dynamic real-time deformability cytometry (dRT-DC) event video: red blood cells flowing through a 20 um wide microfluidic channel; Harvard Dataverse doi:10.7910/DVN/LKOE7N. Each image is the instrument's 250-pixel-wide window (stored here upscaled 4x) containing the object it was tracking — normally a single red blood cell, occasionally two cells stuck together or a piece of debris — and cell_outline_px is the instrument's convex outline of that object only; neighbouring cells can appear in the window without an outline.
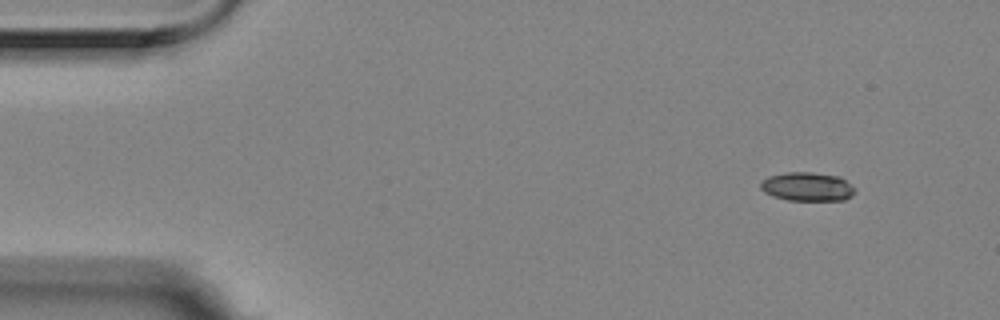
{"species": "Egyptian fruit bat (a non-hibernating species)", "species_latin": "Rousettus aegyptiacus", "temperature_condition": "room temperature", "stored_images_in_passage": 5, "camera_frame_rate_fps": 3000, "um_per_image_px": 0.085, "animal": {"sex": "female"}, "frame": {"image": 1, "passage_image": 1, "time_ms": 0.0, "image_size_px": [1000, 320], "cell_outline_px": [[856, 192], [852, 196], [844, 200], [788, 200], [772, 196], [764, 192], [760, 188], [760, 180], [768, 176], [788, 172], [812, 172], [840, 176], [856, 188]], "centroid_in_image_um": [68.62, 15.86], "position_along_channel_um": 16.4, "area_um2": 16.07}}
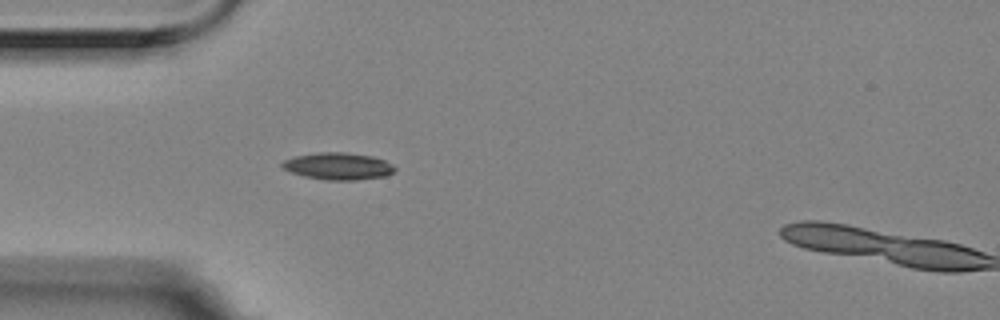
{"frame": {"image": 2, "passage_image": 4, "time_ms": 1.0, "image_size_px": [1000, 320], "cell_outline_px": [[396, 168], [392, 172], [384, 176], [356, 180], [328, 180], [304, 176], [292, 172], [284, 168], [280, 164], [284, 160], [296, 156], [316, 152], [344, 152], [372, 156], [384, 160], [392, 164]], "centroid_in_image_um": [28.74, 14.12], "position_along_channel_um": 56.3, "area_um2": 17.57}}